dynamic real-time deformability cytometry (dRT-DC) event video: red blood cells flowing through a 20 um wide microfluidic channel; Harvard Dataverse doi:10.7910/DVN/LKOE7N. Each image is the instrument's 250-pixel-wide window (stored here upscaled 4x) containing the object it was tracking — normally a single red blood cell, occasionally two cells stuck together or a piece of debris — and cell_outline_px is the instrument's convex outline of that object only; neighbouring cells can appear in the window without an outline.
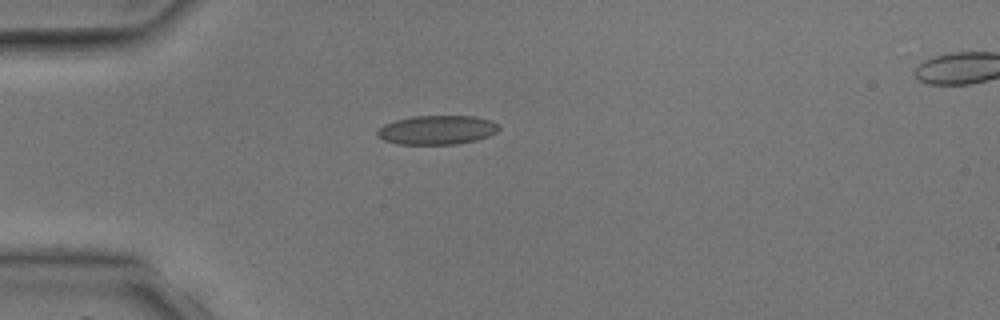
{"species": "common noctule bat (a hibernating species)", "species_latin": "Nyctalus noctula", "temperature_condition": "room temperature", "stored_images_in_passage": 3, "camera_frame_rate_fps": 3000, "um_per_image_px": 0.085, "animal": {"sex": "male", "body_mass_g": 17.9, "forearm_length_mm": 54.2}, "frame": {"image": 1, "passage_image": 2, "time_ms": 1.333, "image_size_px": [1000, 320], "cell_outline_px": [[500, 128], [496, 132], [488, 136], [476, 140], [456, 144], [396, 144], [384, 140], [376, 136], [376, 132], [384, 124], [396, 120], [412, 116], [476, 116], [492, 120], [500, 124]], "centroid_in_image_um": [37.16, 11.04], "position_along_channel_um": 47.8, "area_um2": 20.75}}